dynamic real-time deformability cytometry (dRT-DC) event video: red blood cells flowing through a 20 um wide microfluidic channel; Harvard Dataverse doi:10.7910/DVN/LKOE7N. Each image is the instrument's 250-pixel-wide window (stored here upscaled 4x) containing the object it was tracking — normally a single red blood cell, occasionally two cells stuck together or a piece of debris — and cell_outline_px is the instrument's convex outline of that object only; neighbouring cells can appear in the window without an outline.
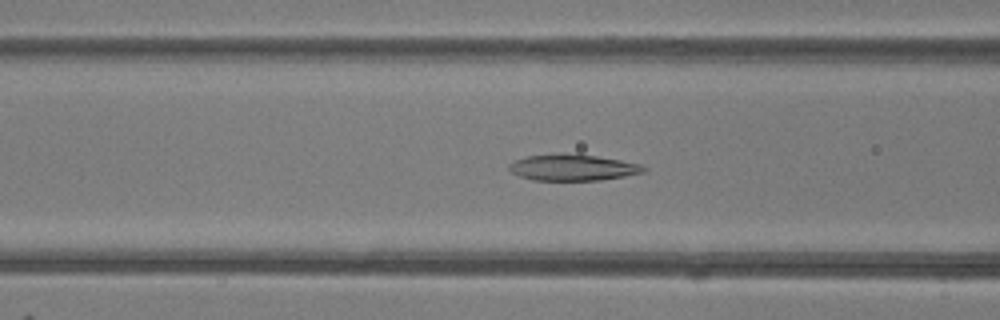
{"species": "common noctule bat (a hibernating species)", "species_latin": "Nyctalus noctula", "temperature_condition": "room temperature", "stored_images_in_passage": 48, "camera_frame_rate_fps": 3000, "um_per_image_px": 0.085, "animal": {"sex": "female"}, "frame": {"image": 1, "passage_image": 19, "time_ms": 6.0, "image_size_px": [1000, 320], "cell_outline_px": [[648, 168], [644, 172], [624, 176], [600, 180], [532, 180], [520, 176], [512, 172], [508, 168], [508, 164], [516, 160], [528, 156], [596, 156], [620, 160], [640, 164]], "centroid_in_image_um": [48.72, 14.28], "position_along_channel_um": 117.9, "area_um2": 19.65}}
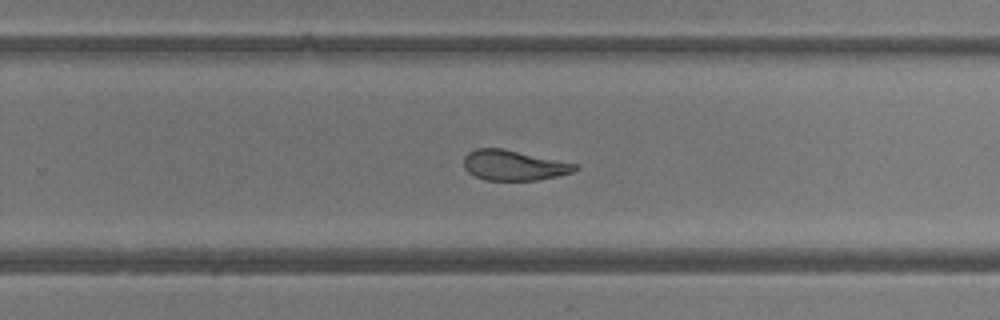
{"frame": {"image": 2, "passage_image": 31, "time_ms": 10.0, "image_size_px": [1000, 320], "cell_outline_px": [[580, 168], [572, 172], [556, 176], [536, 180], [484, 180], [468, 172], [464, 168], [464, 156], [468, 152], [476, 148], [504, 148], [580, 164]], "centroid_in_image_um": [43.69, 14.03], "position_along_channel_um": 286.1, "area_um2": 19.83}}
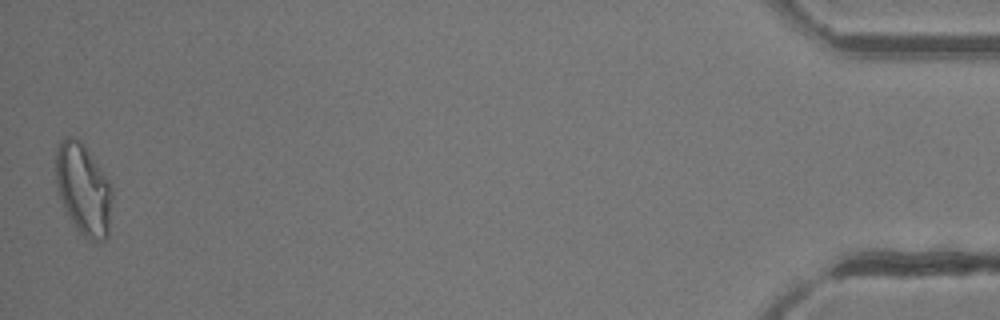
{"frame": {"image": 3, "passage_image": 48, "time_ms": 15.667, "image_size_px": [1000, 320], "cell_outline_px": [[112, 196], [108, 236], [104, 240], [92, 240], [84, 236], [76, 228], [64, 208], [60, 196], [56, 180], [56, 152], [60, 140], [64, 136], [72, 136], [84, 144], [108, 180], [112, 188]], "centroid_in_image_um": [7.09, 16.07], "position_along_channel_um": 428.1, "area_um2": 29.65}, "authors_computed_cell_mechanics": {"area_um2": 22.6287, "velocity_mm_per_s": 4.2046, "shape_relaxation_time_tau1_ms": null, "shape_relaxation_time_tau2_ms": 1.2982, "deformation_change_tau1": null, "deformation_change_tau2": 0.0905}}